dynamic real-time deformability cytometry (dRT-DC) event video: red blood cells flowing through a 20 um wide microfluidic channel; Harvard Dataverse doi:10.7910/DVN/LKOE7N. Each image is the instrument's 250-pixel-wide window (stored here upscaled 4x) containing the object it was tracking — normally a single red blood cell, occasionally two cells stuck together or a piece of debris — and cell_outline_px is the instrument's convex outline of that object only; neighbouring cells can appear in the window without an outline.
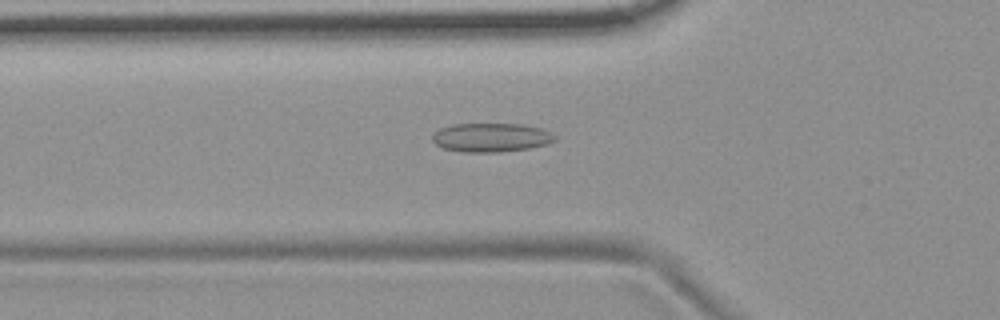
{"species": "common noctule bat (a hibernating species)", "species_latin": "Nyctalus noctula", "temperature_condition": "room temperature", "stored_images_in_passage": 40, "camera_frame_rate_fps": 3000, "um_per_image_px": 0.085, "animal": {"sex": "female", "body_mass_g": 19.9}, "frame": {"image": 1, "passage_image": 4, "time_ms": 1.0, "image_size_px": [1000, 320], "cell_outline_px": [[556, 140], [544, 144], [528, 148], [500, 152], [464, 152], [444, 148], [436, 144], [432, 140], [432, 136], [440, 128], [452, 124], [524, 124], [540, 128], [552, 132], [556, 136]], "centroid_in_image_um": [41.75, 11.68], "position_along_channel_um": 84.1, "area_um2": 20.52}}
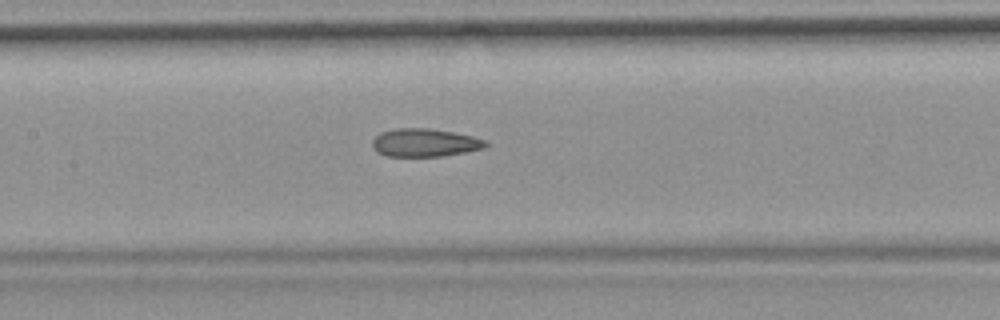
{"frame": {"image": 2, "passage_image": 11, "time_ms": 3.333, "image_size_px": [1000, 320], "cell_outline_px": [[488, 144], [484, 148], [464, 152], [440, 156], [388, 156], [376, 152], [372, 148], [372, 140], [380, 132], [396, 128], [428, 128], [452, 132], [472, 136], [484, 140]], "centroid_in_image_um": [36.05, 12.12], "position_along_channel_um": 171.4, "area_um2": 18.44}}
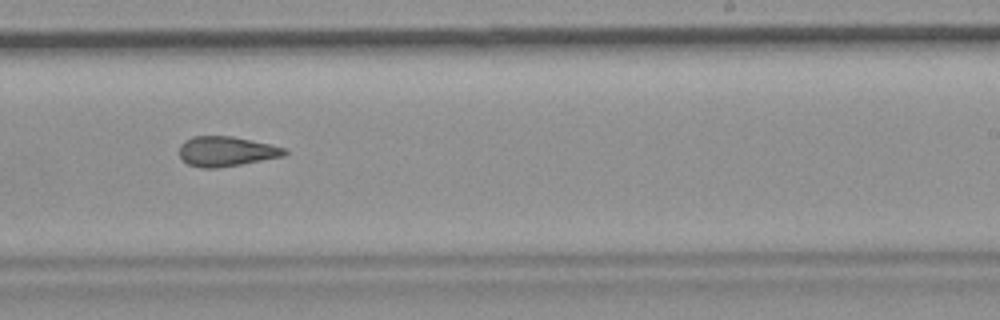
{"frame": {"image": 3, "passage_image": 19, "time_ms": 6.0, "image_size_px": [1000, 320], "cell_outline_px": [[288, 152], [284, 156], [240, 164], [216, 168], [200, 168], [188, 164], [180, 156], [180, 144], [184, 140], [192, 136], [232, 136], [272, 144], [288, 148]], "centroid_in_image_um": [19.25, 12.85], "position_along_channel_um": 269.7, "area_um2": 18.44}, "authors_computed_cell_mechanics": {"area_um2": 18.7272, "velocity_mm_per_s": 3.7191, "shape_relaxation_time_tau1_ms": null, "shape_relaxation_time_tau2_ms": 4.1139, "deformation_change_tau1": null, "deformation_change_tau2": 0.1202}}